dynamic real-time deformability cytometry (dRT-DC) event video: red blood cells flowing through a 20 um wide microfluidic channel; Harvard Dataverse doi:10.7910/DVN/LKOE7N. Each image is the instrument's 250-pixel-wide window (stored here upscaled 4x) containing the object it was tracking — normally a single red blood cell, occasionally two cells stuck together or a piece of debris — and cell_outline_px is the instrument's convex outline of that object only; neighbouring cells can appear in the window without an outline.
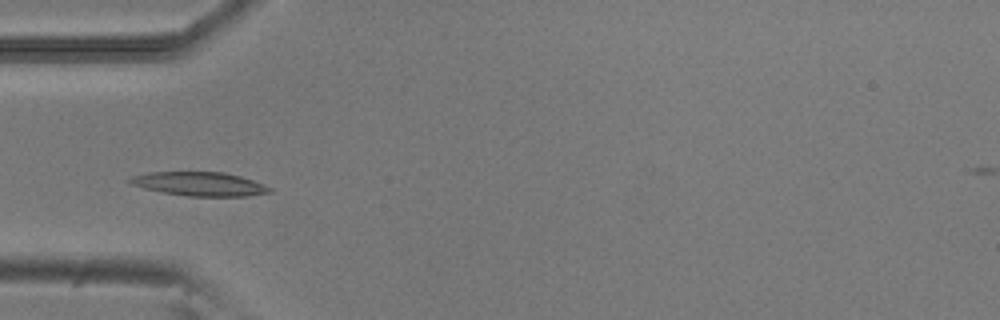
{"species": "common noctule bat (a hibernating species)", "species_latin": "Nyctalus noctula", "temperature_condition": "room temperature", "stored_images_in_passage": 5, "camera_frame_rate_fps": 3000, "um_per_image_px": 0.085, "animal": {"sex": "male", "body_mass_g": 20.5, "forearm_length_mm": 52.5}, "frame": {"image": 1, "passage_image": 5, "time_ms": 1.333, "image_size_px": [1000, 320], "cell_outline_px": [[272, 192], [248, 196], [188, 196], [164, 192], [144, 188], [132, 184], [128, 180], [132, 176], [148, 172], [224, 172], [240, 176], [264, 184], [272, 188]], "centroid_in_image_um": [17.0, 15.63], "position_along_channel_um": 68.0, "area_um2": 19.31}}